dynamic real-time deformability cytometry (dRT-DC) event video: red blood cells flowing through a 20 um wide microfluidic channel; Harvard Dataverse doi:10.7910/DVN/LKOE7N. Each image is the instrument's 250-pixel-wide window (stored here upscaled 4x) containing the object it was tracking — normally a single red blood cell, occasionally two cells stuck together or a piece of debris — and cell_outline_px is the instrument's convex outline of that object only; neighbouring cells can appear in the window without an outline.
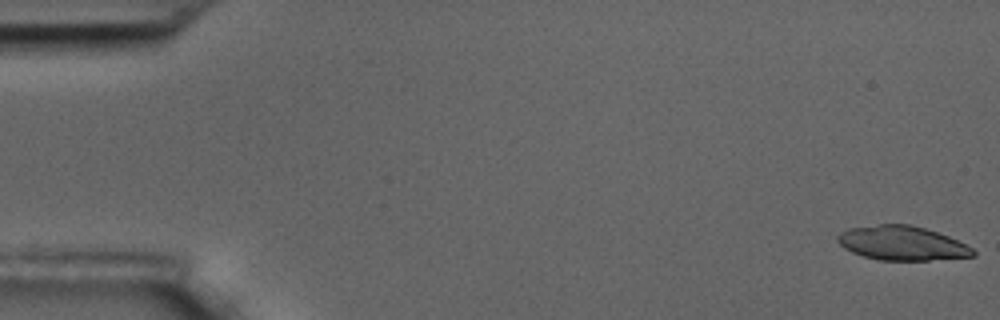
{"species": "common noctule bat (a hibernating species)", "species_latin": "Nyctalus noctula", "temperature_condition": "room temperature", "stored_images_in_passage": 28, "camera_frame_rate_fps": 3000, "um_per_image_px": 0.085, "animal": {"sex": "male", "body_mass_g": 17.5, "forearm_length_mm": 52.3}, "frame": {"image": 1, "passage_image": 1, "time_ms": 0.0, "image_size_px": [1000, 320], "cell_outline_px": [[976, 256], [928, 260], [880, 260], [864, 256], [852, 252], [844, 248], [836, 240], [836, 236], [840, 232], [848, 228], [880, 224], [908, 224], [924, 228], [948, 236], [972, 248], [976, 252]], "centroid_in_image_um": [76.64, 20.67], "position_along_channel_um": 8.4, "area_um2": 26.88}}